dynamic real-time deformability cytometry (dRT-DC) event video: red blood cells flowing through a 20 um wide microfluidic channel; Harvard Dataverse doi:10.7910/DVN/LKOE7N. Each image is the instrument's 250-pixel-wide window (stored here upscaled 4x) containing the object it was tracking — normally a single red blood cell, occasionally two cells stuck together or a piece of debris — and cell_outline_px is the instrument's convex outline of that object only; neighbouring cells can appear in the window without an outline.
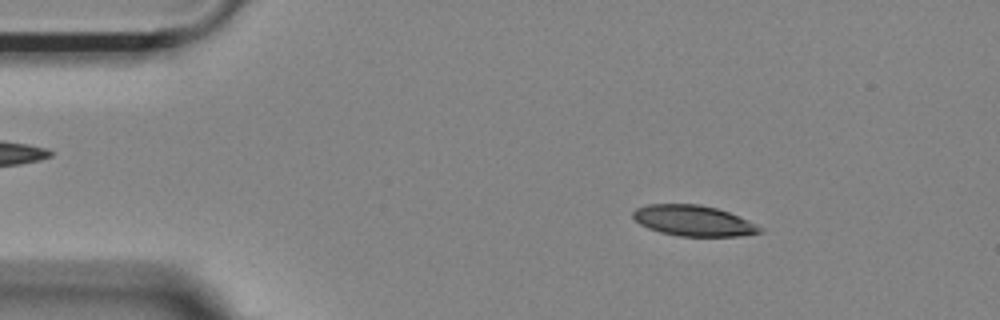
{"species": "Egyptian fruit bat (a non-hibernating species)", "species_latin": "Rousettus aegyptiacus", "temperature_condition": "room temperature", "stored_images_in_passage": 55, "camera_frame_rate_fps": 3000, "um_per_image_px": 0.085, "animal": {"sex": "female"}, "frame": {"image": 1, "passage_image": 8, "time_ms": 2.333, "image_size_px": [1000, 320], "cell_outline_px": [[764, 232], [736, 236], [680, 236], [660, 232], [648, 228], [640, 224], [632, 216], [632, 212], [636, 208], [648, 204], [700, 204], [716, 208], [728, 212], [748, 220], [764, 228]], "centroid_in_image_um": [58.94, 18.76], "position_along_channel_um": 26.1, "area_um2": 22.66}}
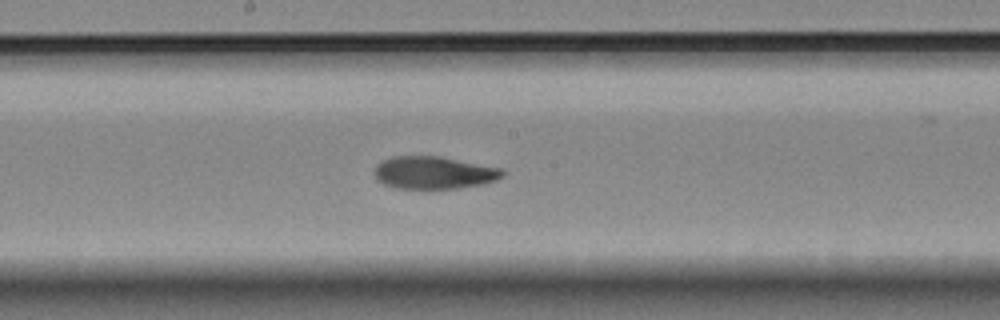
{"frame": {"image": 2, "passage_image": 28, "time_ms": 9.0, "image_size_px": [1000, 320], "cell_outline_px": [[508, 172], [504, 176], [496, 180], [484, 184], [460, 188], [396, 188], [384, 184], [376, 180], [376, 164], [392, 156], [440, 156], [500, 168]], "centroid_in_image_um": [36.92, 14.68], "position_along_channel_um": 211.3, "area_um2": 24.28}}
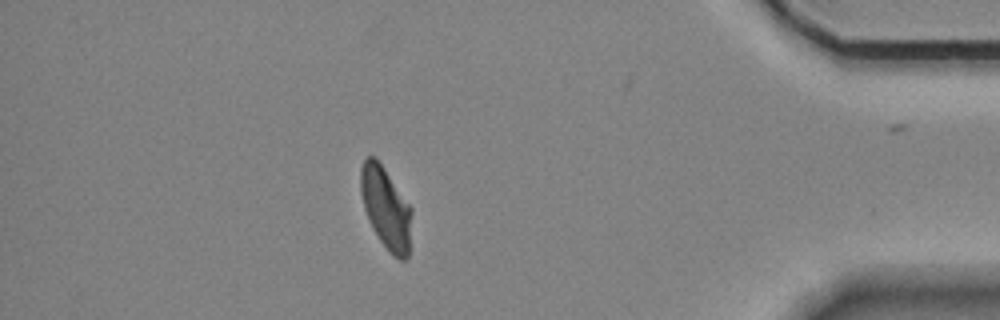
{"frame": {"image": 3, "passage_image": 47, "time_ms": 15.333, "image_size_px": [1000, 320], "cell_outline_px": [[412, 212], [408, 256], [404, 260], [400, 260], [392, 256], [380, 240], [372, 228], [364, 208], [360, 192], [360, 168], [364, 160], [368, 156], [376, 156], [412, 208]], "centroid_in_image_um": [32.79, 17.66], "position_along_channel_um": 402.4, "area_um2": 24.39}, "authors_computed_cell_mechanics": {"area_um2": 24.5072, "velocity_mm_per_s": 3.6799, "shape_relaxation_time_tau1_ms": 5.0066, "shape_relaxation_time_tau2_ms": 1.5013, "deformation_change_tau1": 0.1685, "deformation_change_tau2": 0.0669}}